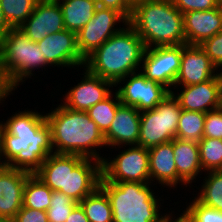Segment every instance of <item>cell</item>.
<instances>
[{
    "instance_id": "46",
    "label": "cell",
    "mask_w": 222,
    "mask_h": 222,
    "mask_svg": "<svg viewBox=\"0 0 222 222\" xmlns=\"http://www.w3.org/2000/svg\"><path fill=\"white\" fill-rule=\"evenodd\" d=\"M219 77H220V80H221V92H222V72L219 73Z\"/></svg>"
},
{
    "instance_id": "4",
    "label": "cell",
    "mask_w": 222,
    "mask_h": 222,
    "mask_svg": "<svg viewBox=\"0 0 222 222\" xmlns=\"http://www.w3.org/2000/svg\"><path fill=\"white\" fill-rule=\"evenodd\" d=\"M128 23L145 48L186 44L183 14L172 0H141L133 5Z\"/></svg>"
},
{
    "instance_id": "7",
    "label": "cell",
    "mask_w": 222,
    "mask_h": 222,
    "mask_svg": "<svg viewBox=\"0 0 222 222\" xmlns=\"http://www.w3.org/2000/svg\"><path fill=\"white\" fill-rule=\"evenodd\" d=\"M181 111L171 92L154 109L141 111L137 146L150 149L171 142L176 138Z\"/></svg>"
},
{
    "instance_id": "14",
    "label": "cell",
    "mask_w": 222,
    "mask_h": 222,
    "mask_svg": "<svg viewBox=\"0 0 222 222\" xmlns=\"http://www.w3.org/2000/svg\"><path fill=\"white\" fill-rule=\"evenodd\" d=\"M42 52V57L51 66L71 67L84 65L85 59L77 47L76 33L62 30L48 34L42 41L37 42Z\"/></svg>"
},
{
    "instance_id": "32",
    "label": "cell",
    "mask_w": 222,
    "mask_h": 222,
    "mask_svg": "<svg viewBox=\"0 0 222 222\" xmlns=\"http://www.w3.org/2000/svg\"><path fill=\"white\" fill-rule=\"evenodd\" d=\"M77 204L78 202L70 196L60 191H53L50 207L46 211L48 222H66V219Z\"/></svg>"
},
{
    "instance_id": "16",
    "label": "cell",
    "mask_w": 222,
    "mask_h": 222,
    "mask_svg": "<svg viewBox=\"0 0 222 222\" xmlns=\"http://www.w3.org/2000/svg\"><path fill=\"white\" fill-rule=\"evenodd\" d=\"M183 87V90L176 96V93L171 90V93L179 101L181 109L207 113L219 108L222 99L219 74L205 82Z\"/></svg>"
},
{
    "instance_id": "33",
    "label": "cell",
    "mask_w": 222,
    "mask_h": 222,
    "mask_svg": "<svg viewBox=\"0 0 222 222\" xmlns=\"http://www.w3.org/2000/svg\"><path fill=\"white\" fill-rule=\"evenodd\" d=\"M189 222H222V212L207 207L196 198L182 213Z\"/></svg>"
},
{
    "instance_id": "11",
    "label": "cell",
    "mask_w": 222,
    "mask_h": 222,
    "mask_svg": "<svg viewBox=\"0 0 222 222\" xmlns=\"http://www.w3.org/2000/svg\"><path fill=\"white\" fill-rule=\"evenodd\" d=\"M130 79H126V78ZM128 80L117 90L120 102L135 107L138 111L154 109L171 92L164 85L148 80L141 72L129 74L118 83Z\"/></svg>"
},
{
    "instance_id": "5",
    "label": "cell",
    "mask_w": 222,
    "mask_h": 222,
    "mask_svg": "<svg viewBox=\"0 0 222 222\" xmlns=\"http://www.w3.org/2000/svg\"><path fill=\"white\" fill-rule=\"evenodd\" d=\"M150 183L100 181L112 207L113 222H161L158 200ZM159 206V207H158Z\"/></svg>"
},
{
    "instance_id": "22",
    "label": "cell",
    "mask_w": 222,
    "mask_h": 222,
    "mask_svg": "<svg viewBox=\"0 0 222 222\" xmlns=\"http://www.w3.org/2000/svg\"><path fill=\"white\" fill-rule=\"evenodd\" d=\"M173 154L178 177L184 185L191 183L203 171L198 142L174 138Z\"/></svg>"
},
{
    "instance_id": "23",
    "label": "cell",
    "mask_w": 222,
    "mask_h": 222,
    "mask_svg": "<svg viewBox=\"0 0 222 222\" xmlns=\"http://www.w3.org/2000/svg\"><path fill=\"white\" fill-rule=\"evenodd\" d=\"M34 174L49 186L52 191H60L66 195L68 154H50Z\"/></svg>"
},
{
    "instance_id": "37",
    "label": "cell",
    "mask_w": 222,
    "mask_h": 222,
    "mask_svg": "<svg viewBox=\"0 0 222 222\" xmlns=\"http://www.w3.org/2000/svg\"><path fill=\"white\" fill-rule=\"evenodd\" d=\"M15 222H48L46 211L23 207L16 214Z\"/></svg>"
},
{
    "instance_id": "1",
    "label": "cell",
    "mask_w": 222,
    "mask_h": 222,
    "mask_svg": "<svg viewBox=\"0 0 222 222\" xmlns=\"http://www.w3.org/2000/svg\"><path fill=\"white\" fill-rule=\"evenodd\" d=\"M52 153L51 129L45 115L20 111L3 123L0 157L6 160L2 165L34 174Z\"/></svg>"
},
{
    "instance_id": "20",
    "label": "cell",
    "mask_w": 222,
    "mask_h": 222,
    "mask_svg": "<svg viewBox=\"0 0 222 222\" xmlns=\"http://www.w3.org/2000/svg\"><path fill=\"white\" fill-rule=\"evenodd\" d=\"M186 44L200 45L222 30V4L209 11H190L183 14Z\"/></svg>"
},
{
    "instance_id": "39",
    "label": "cell",
    "mask_w": 222,
    "mask_h": 222,
    "mask_svg": "<svg viewBox=\"0 0 222 222\" xmlns=\"http://www.w3.org/2000/svg\"><path fill=\"white\" fill-rule=\"evenodd\" d=\"M66 222H89L88 218L85 215V212L81 205L78 203L68 218L66 219Z\"/></svg>"
},
{
    "instance_id": "18",
    "label": "cell",
    "mask_w": 222,
    "mask_h": 222,
    "mask_svg": "<svg viewBox=\"0 0 222 222\" xmlns=\"http://www.w3.org/2000/svg\"><path fill=\"white\" fill-rule=\"evenodd\" d=\"M85 71L82 81L65 94L66 100L63 105L69 109L88 111L112 93L108 89L111 86L113 87L112 82L95 76L87 70Z\"/></svg>"
},
{
    "instance_id": "43",
    "label": "cell",
    "mask_w": 222,
    "mask_h": 222,
    "mask_svg": "<svg viewBox=\"0 0 222 222\" xmlns=\"http://www.w3.org/2000/svg\"><path fill=\"white\" fill-rule=\"evenodd\" d=\"M0 222H15L12 218L0 217Z\"/></svg>"
},
{
    "instance_id": "24",
    "label": "cell",
    "mask_w": 222,
    "mask_h": 222,
    "mask_svg": "<svg viewBox=\"0 0 222 222\" xmlns=\"http://www.w3.org/2000/svg\"><path fill=\"white\" fill-rule=\"evenodd\" d=\"M62 13L66 30L77 32L93 17L97 7V0H57Z\"/></svg>"
},
{
    "instance_id": "26",
    "label": "cell",
    "mask_w": 222,
    "mask_h": 222,
    "mask_svg": "<svg viewBox=\"0 0 222 222\" xmlns=\"http://www.w3.org/2000/svg\"><path fill=\"white\" fill-rule=\"evenodd\" d=\"M52 192V189L38 176L31 174L24 185L23 207L47 211Z\"/></svg>"
},
{
    "instance_id": "31",
    "label": "cell",
    "mask_w": 222,
    "mask_h": 222,
    "mask_svg": "<svg viewBox=\"0 0 222 222\" xmlns=\"http://www.w3.org/2000/svg\"><path fill=\"white\" fill-rule=\"evenodd\" d=\"M198 145L203 171L222 170V140L203 137Z\"/></svg>"
},
{
    "instance_id": "35",
    "label": "cell",
    "mask_w": 222,
    "mask_h": 222,
    "mask_svg": "<svg viewBox=\"0 0 222 222\" xmlns=\"http://www.w3.org/2000/svg\"><path fill=\"white\" fill-rule=\"evenodd\" d=\"M203 137L222 140V112L219 108L206 113Z\"/></svg>"
},
{
    "instance_id": "34",
    "label": "cell",
    "mask_w": 222,
    "mask_h": 222,
    "mask_svg": "<svg viewBox=\"0 0 222 222\" xmlns=\"http://www.w3.org/2000/svg\"><path fill=\"white\" fill-rule=\"evenodd\" d=\"M217 67L222 66V30L199 45Z\"/></svg>"
},
{
    "instance_id": "15",
    "label": "cell",
    "mask_w": 222,
    "mask_h": 222,
    "mask_svg": "<svg viewBox=\"0 0 222 222\" xmlns=\"http://www.w3.org/2000/svg\"><path fill=\"white\" fill-rule=\"evenodd\" d=\"M216 69L217 67L199 45L182 44L180 71L174 86L180 84L183 88L210 80L219 74L215 73Z\"/></svg>"
},
{
    "instance_id": "44",
    "label": "cell",
    "mask_w": 222,
    "mask_h": 222,
    "mask_svg": "<svg viewBox=\"0 0 222 222\" xmlns=\"http://www.w3.org/2000/svg\"><path fill=\"white\" fill-rule=\"evenodd\" d=\"M2 128H3V124H2V122H0V140H1V131H2ZM2 158L0 157V160H1ZM0 166H2V161L0 162Z\"/></svg>"
},
{
    "instance_id": "30",
    "label": "cell",
    "mask_w": 222,
    "mask_h": 222,
    "mask_svg": "<svg viewBox=\"0 0 222 222\" xmlns=\"http://www.w3.org/2000/svg\"><path fill=\"white\" fill-rule=\"evenodd\" d=\"M112 95L110 94L107 98L99 101L87 111L90 119L97 124V127L103 134L109 129L110 124L115 118L117 108L122 104L117 91L114 95L115 100L112 99Z\"/></svg>"
},
{
    "instance_id": "29",
    "label": "cell",
    "mask_w": 222,
    "mask_h": 222,
    "mask_svg": "<svg viewBox=\"0 0 222 222\" xmlns=\"http://www.w3.org/2000/svg\"><path fill=\"white\" fill-rule=\"evenodd\" d=\"M38 0H0L3 17L10 28H19L31 15Z\"/></svg>"
},
{
    "instance_id": "21",
    "label": "cell",
    "mask_w": 222,
    "mask_h": 222,
    "mask_svg": "<svg viewBox=\"0 0 222 222\" xmlns=\"http://www.w3.org/2000/svg\"><path fill=\"white\" fill-rule=\"evenodd\" d=\"M150 179L161 185L176 186L184 182L178 177L173 154V140L148 149Z\"/></svg>"
},
{
    "instance_id": "42",
    "label": "cell",
    "mask_w": 222,
    "mask_h": 222,
    "mask_svg": "<svg viewBox=\"0 0 222 222\" xmlns=\"http://www.w3.org/2000/svg\"><path fill=\"white\" fill-rule=\"evenodd\" d=\"M169 214H166V217L161 222H173ZM174 222H186V217L182 214L180 217L176 218Z\"/></svg>"
},
{
    "instance_id": "3",
    "label": "cell",
    "mask_w": 222,
    "mask_h": 222,
    "mask_svg": "<svg viewBox=\"0 0 222 222\" xmlns=\"http://www.w3.org/2000/svg\"><path fill=\"white\" fill-rule=\"evenodd\" d=\"M145 46L129 24L85 58V70L116 85L142 64Z\"/></svg>"
},
{
    "instance_id": "9",
    "label": "cell",
    "mask_w": 222,
    "mask_h": 222,
    "mask_svg": "<svg viewBox=\"0 0 222 222\" xmlns=\"http://www.w3.org/2000/svg\"><path fill=\"white\" fill-rule=\"evenodd\" d=\"M182 44L145 48L141 72L148 80L166 88L174 86L180 71Z\"/></svg>"
},
{
    "instance_id": "25",
    "label": "cell",
    "mask_w": 222,
    "mask_h": 222,
    "mask_svg": "<svg viewBox=\"0 0 222 222\" xmlns=\"http://www.w3.org/2000/svg\"><path fill=\"white\" fill-rule=\"evenodd\" d=\"M79 204L83 208L89 222H113L110 200L100 186L84 197Z\"/></svg>"
},
{
    "instance_id": "13",
    "label": "cell",
    "mask_w": 222,
    "mask_h": 222,
    "mask_svg": "<svg viewBox=\"0 0 222 222\" xmlns=\"http://www.w3.org/2000/svg\"><path fill=\"white\" fill-rule=\"evenodd\" d=\"M19 29L35 43L42 41L48 34L65 29L63 13L57 0H38L32 15Z\"/></svg>"
},
{
    "instance_id": "6",
    "label": "cell",
    "mask_w": 222,
    "mask_h": 222,
    "mask_svg": "<svg viewBox=\"0 0 222 222\" xmlns=\"http://www.w3.org/2000/svg\"><path fill=\"white\" fill-rule=\"evenodd\" d=\"M49 65L38 44L19 28H10L0 39V68L8 86L15 90L35 68Z\"/></svg>"
},
{
    "instance_id": "27",
    "label": "cell",
    "mask_w": 222,
    "mask_h": 222,
    "mask_svg": "<svg viewBox=\"0 0 222 222\" xmlns=\"http://www.w3.org/2000/svg\"><path fill=\"white\" fill-rule=\"evenodd\" d=\"M206 113L181 111L176 138L199 142L203 138Z\"/></svg>"
},
{
    "instance_id": "19",
    "label": "cell",
    "mask_w": 222,
    "mask_h": 222,
    "mask_svg": "<svg viewBox=\"0 0 222 222\" xmlns=\"http://www.w3.org/2000/svg\"><path fill=\"white\" fill-rule=\"evenodd\" d=\"M141 112L135 107L121 104L115 118L104 133L106 146L137 145L139 139Z\"/></svg>"
},
{
    "instance_id": "12",
    "label": "cell",
    "mask_w": 222,
    "mask_h": 222,
    "mask_svg": "<svg viewBox=\"0 0 222 222\" xmlns=\"http://www.w3.org/2000/svg\"><path fill=\"white\" fill-rule=\"evenodd\" d=\"M101 176L100 161L77 154H68L66 195L79 203L99 186Z\"/></svg>"
},
{
    "instance_id": "8",
    "label": "cell",
    "mask_w": 222,
    "mask_h": 222,
    "mask_svg": "<svg viewBox=\"0 0 222 222\" xmlns=\"http://www.w3.org/2000/svg\"><path fill=\"white\" fill-rule=\"evenodd\" d=\"M101 173L100 181L151 183L149 151L142 146L131 145L110 162L103 159Z\"/></svg>"
},
{
    "instance_id": "45",
    "label": "cell",
    "mask_w": 222,
    "mask_h": 222,
    "mask_svg": "<svg viewBox=\"0 0 222 222\" xmlns=\"http://www.w3.org/2000/svg\"><path fill=\"white\" fill-rule=\"evenodd\" d=\"M132 5H134L137 2H140L141 0H128Z\"/></svg>"
},
{
    "instance_id": "41",
    "label": "cell",
    "mask_w": 222,
    "mask_h": 222,
    "mask_svg": "<svg viewBox=\"0 0 222 222\" xmlns=\"http://www.w3.org/2000/svg\"><path fill=\"white\" fill-rule=\"evenodd\" d=\"M10 29V27L8 26L6 20L3 17V13H2V9L0 6V39L5 36V34L7 33V31Z\"/></svg>"
},
{
    "instance_id": "40",
    "label": "cell",
    "mask_w": 222,
    "mask_h": 222,
    "mask_svg": "<svg viewBox=\"0 0 222 222\" xmlns=\"http://www.w3.org/2000/svg\"><path fill=\"white\" fill-rule=\"evenodd\" d=\"M13 90L8 86L7 82L2 75L1 68H0V101H4L3 99L12 92ZM1 103V102H0Z\"/></svg>"
},
{
    "instance_id": "47",
    "label": "cell",
    "mask_w": 222,
    "mask_h": 222,
    "mask_svg": "<svg viewBox=\"0 0 222 222\" xmlns=\"http://www.w3.org/2000/svg\"><path fill=\"white\" fill-rule=\"evenodd\" d=\"M219 109H220L221 112H222V100H221V102H220Z\"/></svg>"
},
{
    "instance_id": "36",
    "label": "cell",
    "mask_w": 222,
    "mask_h": 222,
    "mask_svg": "<svg viewBox=\"0 0 222 222\" xmlns=\"http://www.w3.org/2000/svg\"><path fill=\"white\" fill-rule=\"evenodd\" d=\"M172 2L182 14L190 11H209L220 5L218 0H172Z\"/></svg>"
},
{
    "instance_id": "38",
    "label": "cell",
    "mask_w": 222,
    "mask_h": 222,
    "mask_svg": "<svg viewBox=\"0 0 222 222\" xmlns=\"http://www.w3.org/2000/svg\"><path fill=\"white\" fill-rule=\"evenodd\" d=\"M98 6L120 12L128 21L131 18L133 5L128 0H97Z\"/></svg>"
},
{
    "instance_id": "17",
    "label": "cell",
    "mask_w": 222,
    "mask_h": 222,
    "mask_svg": "<svg viewBox=\"0 0 222 222\" xmlns=\"http://www.w3.org/2000/svg\"><path fill=\"white\" fill-rule=\"evenodd\" d=\"M32 173L0 166V217L14 219L23 206L24 185Z\"/></svg>"
},
{
    "instance_id": "10",
    "label": "cell",
    "mask_w": 222,
    "mask_h": 222,
    "mask_svg": "<svg viewBox=\"0 0 222 222\" xmlns=\"http://www.w3.org/2000/svg\"><path fill=\"white\" fill-rule=\"evenodd\" d=\"M118 22H125L126 25L128 20L114 9L98 6L90 21L76 34L77 47L81 56L85 59L111 36L119 32L122 28H113Z\"/></svg>"
},
{
    "instance_id": "2",
    "label": "cell",
    "mask_w": 222,
    "mask_h": 222,
    "mask_svg": "<svg viewBox=\"0 0 222 222\" xmlns=\"http://www.w3.org/2000/svg\"><path fill=\"white\" fill-rule=\"evenodd\" d=\"M45 117L51 129L52 148H56L54 153L77 154L103 161L95 147L106 146L104 134L87 111L72 110L62 104Z\"/></svg>"
},
{
    "instance_id": "28",
    "label": "cell",
    "mask_w": 222,
    "mask_h": 222,
    "mask_svg": "<svg viewBox=\"0 0 222 222\" xmlns=\"http://www.w3.org/2000/svg\"><path fill=\"white\" fill-rule=\"evenodd\" d=\"M207 174L196 199L203 205L222 212V170L207 171Z\"/></svg>"
}]
</instances>
